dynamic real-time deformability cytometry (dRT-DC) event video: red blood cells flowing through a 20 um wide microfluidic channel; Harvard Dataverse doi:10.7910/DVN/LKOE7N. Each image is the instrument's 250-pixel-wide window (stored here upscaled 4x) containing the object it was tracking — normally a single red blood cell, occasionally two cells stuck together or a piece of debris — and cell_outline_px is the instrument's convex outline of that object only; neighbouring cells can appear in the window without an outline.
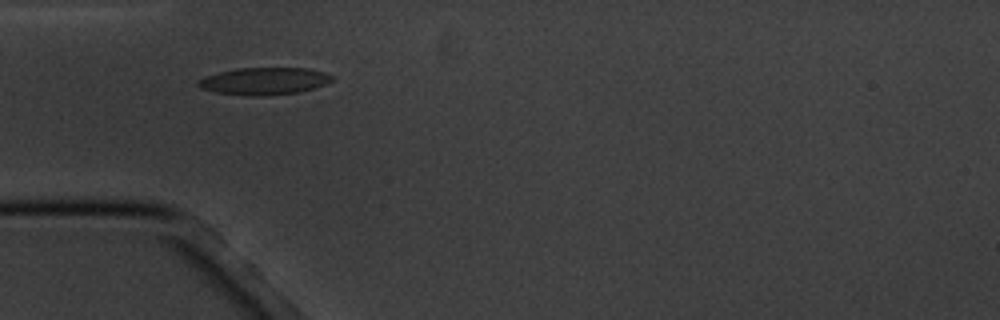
{"species": "common noctule bat (a hibernating species)", "species_latin": "Nyctalus noctula", "temperature_condition": "cold", "stored_images_in_passage": 4, "camera_frame_rate_fps": 3000, "um_per_image_px": 0.085, "animal": {"sex": "male", "body_mass_g": 20.1, "forearm_length_mm": 53.5}, "frame": {"image": 1, "passage_image": 3, "time_ms": 2.333, "image_size_px": [1000, 320], "cell_outline_px": [[332, 80], [324, 84], [300, 92], [260, 96], [248, 96], [216, 92], [200, 88], [196, 84], [204, 76], [220, 72], [240, 68], [308, 68], [324, 72], [332, 76]], "centroid_in_image_um": [22.43, 6.89], "position_along_channel_um": 62.6, "area_um2": 21.04}}
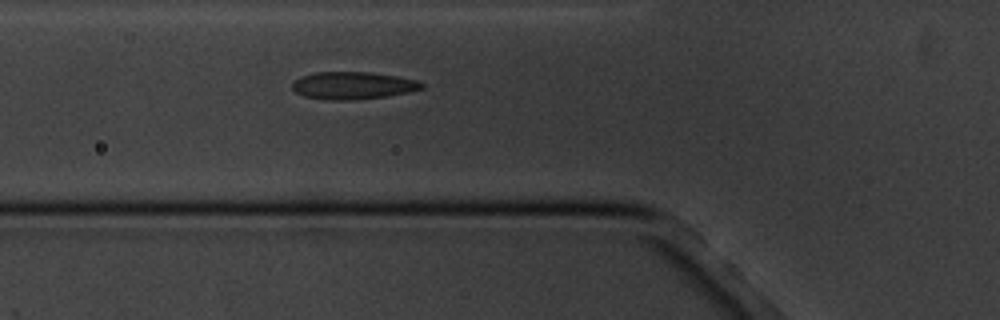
{"frame": {"image": 2, "passage_image": 4, "time_ms": 3.333, "image_size_px": [1000, 320], "cell_outline_px": [[424, 88], [408, 92], [388, 96], [348, 100], [332, 100], [304, 96], [296, 92], [292, 88], [292, 84], [300, 76], [316, 72], [372, 72], [396, 76], [416, 80], [424, 84]], "centroid_in_image_um": [30.0, 7.26], "position_along_channel_um": 95.8, "area_um2": 20.58}}